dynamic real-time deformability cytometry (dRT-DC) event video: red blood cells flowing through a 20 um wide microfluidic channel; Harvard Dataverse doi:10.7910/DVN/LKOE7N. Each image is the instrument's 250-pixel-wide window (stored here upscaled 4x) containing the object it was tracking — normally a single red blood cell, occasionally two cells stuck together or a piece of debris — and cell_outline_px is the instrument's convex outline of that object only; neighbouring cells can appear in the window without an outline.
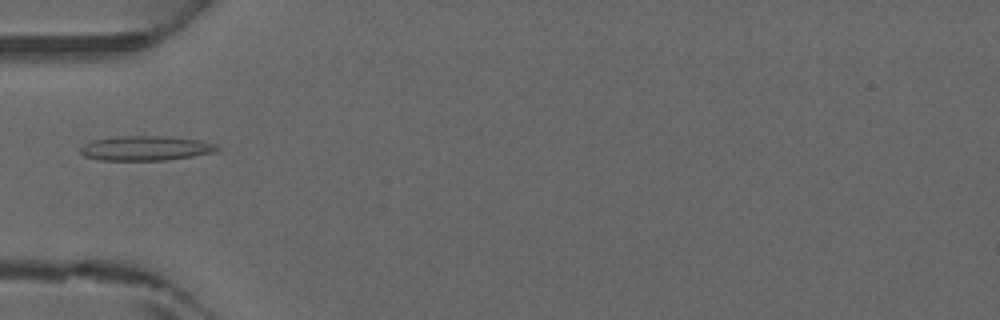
{"species": "common noctule bat (a hibernating species)", "species_latin": "Nyctalus noctula", "temperature_condition": "warm", "stored_images_in_passage": 5, "camera_frame_rate_fps": 3000, "um_per_image_px": 0.085, "animal": {"sex": "male", "forearm_length_mm": 52.5}, "frame": {"image": 1, "passage_image": 5, "time_ms": 1.333, "image_size_px": [1000, 320], "cell_outline_px": [[220, 148], [216, 152], [168, 160], [100, 160], [84, 156], [80, 152], [80, 148], [84, 144], [92, 140], [116, 136], [164, 136], [200, 140], [216, 144]], "centroid_in_image_um": [12.38, 12.6], "position_along_channel_um": 72.6, "area_um2": 19.71}}